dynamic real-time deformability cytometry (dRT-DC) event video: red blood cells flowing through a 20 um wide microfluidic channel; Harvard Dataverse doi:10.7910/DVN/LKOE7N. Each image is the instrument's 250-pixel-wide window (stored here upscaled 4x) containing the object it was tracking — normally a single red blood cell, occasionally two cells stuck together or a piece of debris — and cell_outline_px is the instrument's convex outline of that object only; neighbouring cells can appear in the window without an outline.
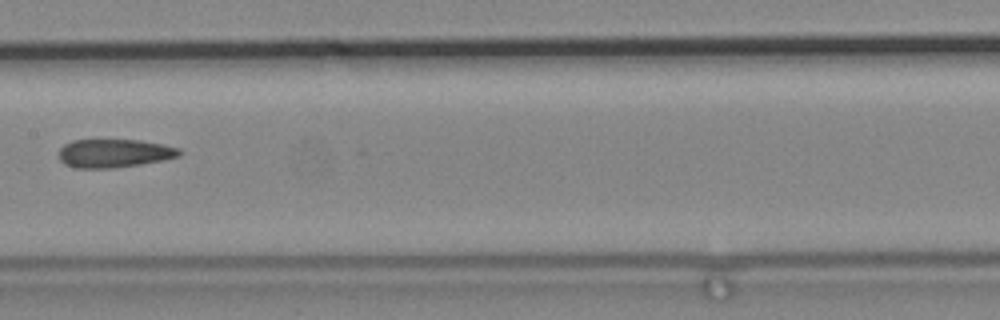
{"species": "common noctule bat (a hibernating species)", "species_latin": "Nyctalus noctula", "temperature_condition": "cold", "stored_images_in_passage": 6, "camera_frame_rate_fps": 3000, "um_per_image_px": 0.085, "animal": {"sex": "male", "body_mass_g": 19.2, "forearm_length_mm": 51.8}, "frame": {"image": 1, "passage_image": 6, "time_ms": 1.667, "image_size_px": [1000, 320], "cell_outline_px": [[184, 152], [180, 156], [164, 160], [140, 164], [112, 168], [76, 168], [64, 164], [60, 160], [60, 148], [64, 144], [72, 140], [140, 140], [164, 144], [180, 148]], "centroid_in_image_um": [9.75, 13.02], "position_along_channel_um": 197.6, "area_um2": 20.11}}